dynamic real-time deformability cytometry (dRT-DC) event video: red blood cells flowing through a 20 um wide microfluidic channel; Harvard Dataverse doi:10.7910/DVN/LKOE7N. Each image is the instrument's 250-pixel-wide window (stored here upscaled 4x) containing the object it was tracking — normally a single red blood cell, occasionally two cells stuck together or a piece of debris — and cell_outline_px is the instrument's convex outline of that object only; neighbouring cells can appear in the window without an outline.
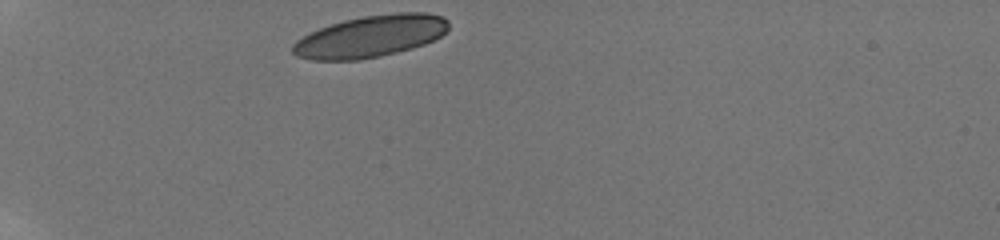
{"species": "human", "species_latin": "Homo sapiens", "temperature_condition": "room temperature", "stored_images_in_passage": 29, "camera_frame_rate_fps": 3000, "um_per_image_px": 0.085, "donor": {"sex": "male"}, "frame": {"image": 1, "passage_image": 1, "time_ms": 0.0, "image_size_px": [1000, 240], "cell_outline_px": [[448, 28], [440, 36], [424, 44], [412, 48], [380, 56], [360, 60], [312, 60], [296, 56], [292, 52], [292, 44], [296, 40], [320, 28], [344, 20], [364, 16], [396, 12], [428, 12], [444, 16], [448, 20]], "centroid_in_image_um": [31.5, 3.08], "position_along_channel_um": 53.5, "area_um2": 37.92}}
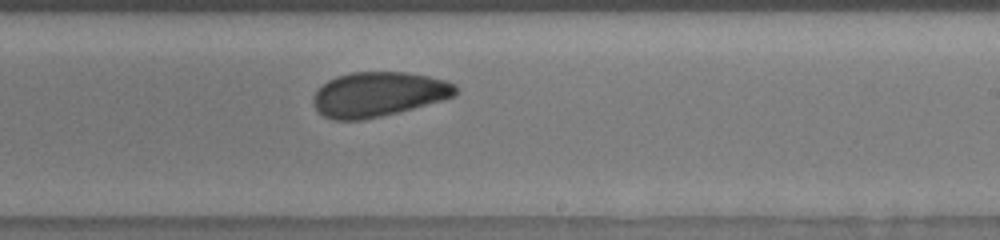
{"frame": {"image": 2, "passage_image": 18, "time_ms": 6.333, "image_size_px": [1000, 240], "cell_outline_px": [[456, 92], [452, 96], [444, 100], [364, 120], [336, 120], [324, 116], [316, 108], [312, 100], [312, 96], [328, 80], [336, 76], [352, 72], [408, 72], [428, 76], [444, 80], [456, 84]], "centroid_in_image_um": [32.15, 8.01], "position_along_channel_um": 256.8, "area_um2": 36.76}}
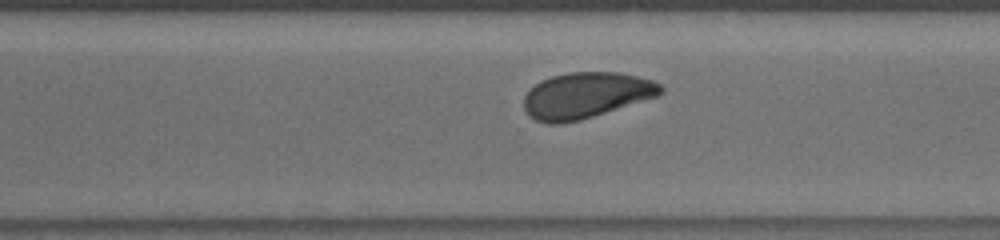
{"frame": {"image": 3, "passage_image": 23, "time_ms": 8.0, "image_size_px": [1000, 240], "cell_outline_px": [[664, 92], [656, 96], [580, 120], [560, 124], [548, 124], [536, 120], [528, 116], [524, 108], [524, 96], [540, 80], [552, 76], [568, 72], [620, 72], [652, 80], [660, 84], [664, 88]], "centroid_in_image_um": [49.78, 8.1], "position_along_channel_um": 320.8, "area_um2": 36.41}, "authors_computed_cell_mechanics": {"area_um2": 37.6278, "velocity_mm_per_s": 3.8407, "shape_relaxation_time_tau1_ms": 5.5648, "shape_relaxation_time_tau2_ms": 1.8851, "deformation_change_tau1": 0.1256, "deformation_change_tau2": 0.0706}}